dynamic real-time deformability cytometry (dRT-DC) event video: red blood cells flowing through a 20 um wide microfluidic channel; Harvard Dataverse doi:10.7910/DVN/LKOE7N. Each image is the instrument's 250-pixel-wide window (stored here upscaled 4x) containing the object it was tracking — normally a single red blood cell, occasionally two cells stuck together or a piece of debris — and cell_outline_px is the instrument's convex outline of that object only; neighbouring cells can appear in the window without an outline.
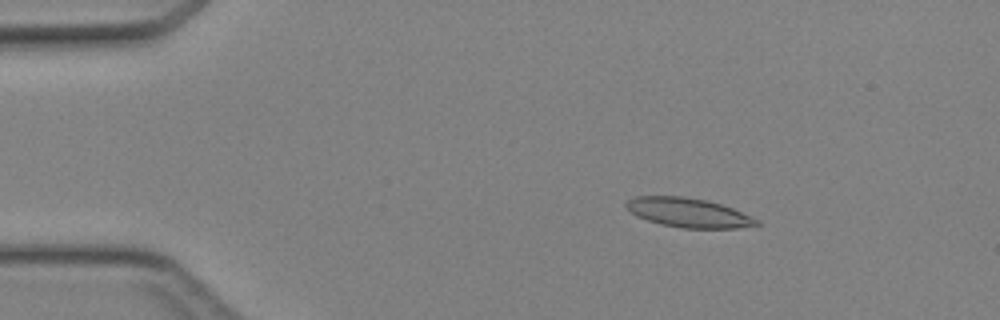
{"species": "Egyptian fruit bat (a non-hibernating species)", "species_latin": "Rousettus aegyptiacus", "temperature_condition": "cold", "stored_images_in_passage": 46, "camera_frame_rate_fps": 3000, "um_per_image_px": 0.085, "animal": {"sex": "female"}, "frame": {"image": 1, "passage_image": 8, "time_ms": 2.333, "image_size_px": [1000, 320], "cell_outline_px": [[760, 224], [736, 228], [684, 228], [660, 224], [636, 216], [624, 204], [628, 200], [636, 196], [680, 196], [704, 200], [720, 204], [732, 208], [752, 216], [760, 220]], "centroid_in_image_um": [58.52, 18.08], "position_along_channel_um": 26.5, "area_um2": 22.02}}
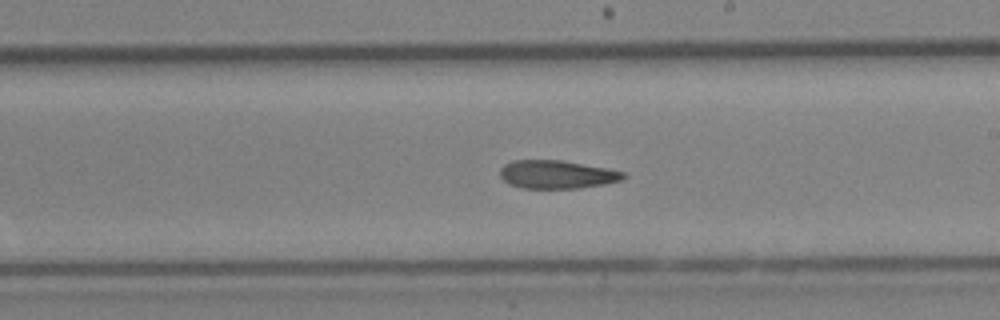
{"frame": {"image": 2, "passage_image": 27, "time_ms": 8.667, "image_size_px": [1000, 320], "cell_outline_px": [[628, 176], [620, 180], [580, 188], [524, 188], [508, 184], [500, 176], [500, 168], [504, 164], [512, 160], [560, 160], [608, 168], [624, 172]], "centroid_in_image_um": [47.3, 14.82], "position_along_channel_um": 241.7, "area_um2": 20.23}}
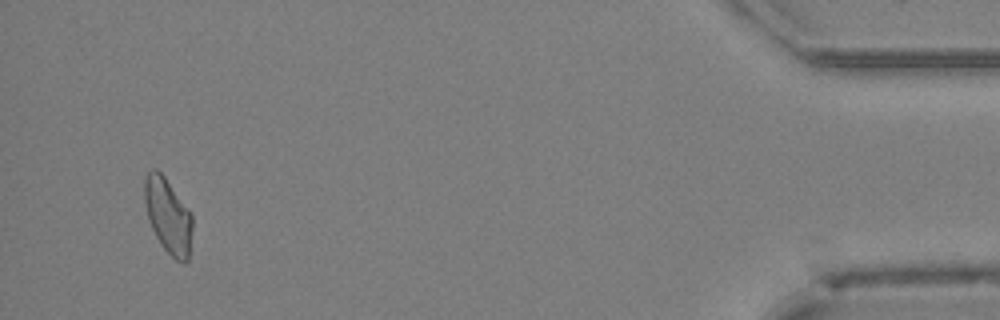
{"frame": {"image": 3, "passage_image": 44, "time_ms": 14.333, "image_size_px": [1000, 320], "cell_outline_px": [[192, 228], [188, 260], [184, 264], [176, 260], [160, 244], [148, 220], [144, 200], [144, 180], [148, 172], [152, 168], [156, 168], [164, 176], [192, 216]], "centroid_in_image_um": [14.26, 18.35], "position_along_channel_um": 420.9, "area_um2": 20.63}}